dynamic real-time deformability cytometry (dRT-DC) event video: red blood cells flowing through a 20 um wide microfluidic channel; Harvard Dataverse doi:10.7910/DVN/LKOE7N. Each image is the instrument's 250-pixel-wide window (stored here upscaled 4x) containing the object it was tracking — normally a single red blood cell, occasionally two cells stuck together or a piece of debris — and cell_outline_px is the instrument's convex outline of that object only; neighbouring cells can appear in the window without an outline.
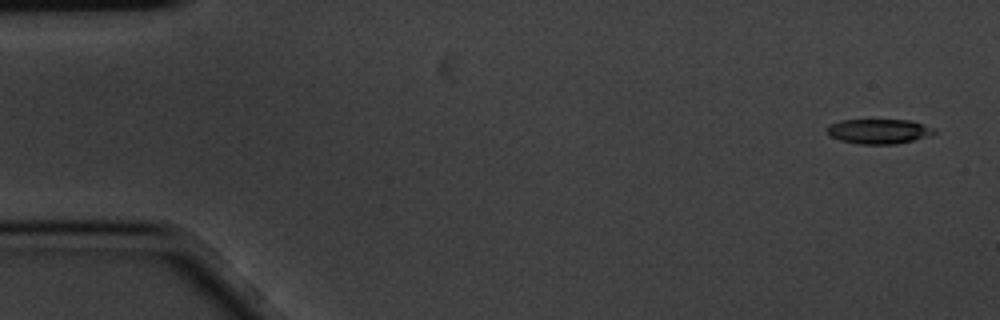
{"species": "common noctule bat (a hibernating species)", "species_latin": "Nyctalus noctula", "temperature_condition": "cold", "stored_images_in_passage": 5, "camera_frame_rate_fps": 3000, "um_per_image_px": 0.085, "animal": {"sex": "male", "body_mass_g": 20.1, "forearm_length_mm": 53.5}, "frame": {"image": 1, "passage_image": 1, "time_ms": 0.0, "image_size_px": [1000, 320], "cell_outline_px": [[936, 132], [912, 140], [896, 144], [860, 144], [840, 140], [832, 136], [828, 132], [828, 124], [840, 120], [908, 120], [932, 128]], "centroid_in_image_um": [74.63, 11.16], "position_along_channel_um": 10.4, "area_um2": 15.03}}
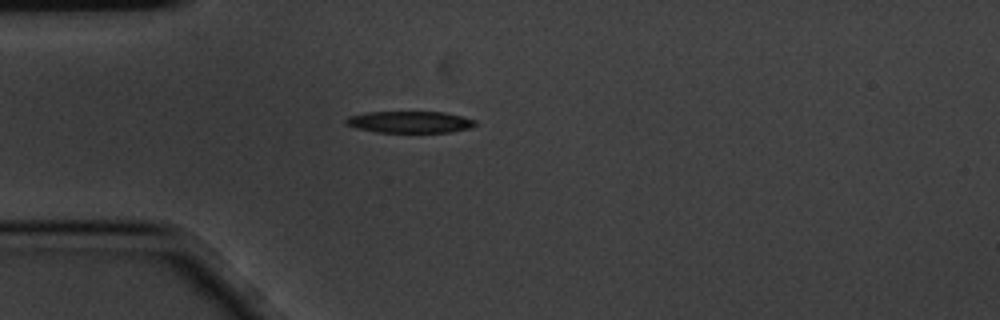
{"frame": {"image": 2, "passage_image": 4, "time_ms": 1.0, "image_size_px": [1000, 320], "cell_outline_px": [[476, 124], [472, 128], [452, 132], [376, 132], [356, 128], [344, 124], [344, 120], [348, 116], [368, 112], [444, 112], [476, 120]], "centroid_in_image_um": [34.82, 10.37], "position_along_channel_um": 50.2, "area_um2": 16.42}}